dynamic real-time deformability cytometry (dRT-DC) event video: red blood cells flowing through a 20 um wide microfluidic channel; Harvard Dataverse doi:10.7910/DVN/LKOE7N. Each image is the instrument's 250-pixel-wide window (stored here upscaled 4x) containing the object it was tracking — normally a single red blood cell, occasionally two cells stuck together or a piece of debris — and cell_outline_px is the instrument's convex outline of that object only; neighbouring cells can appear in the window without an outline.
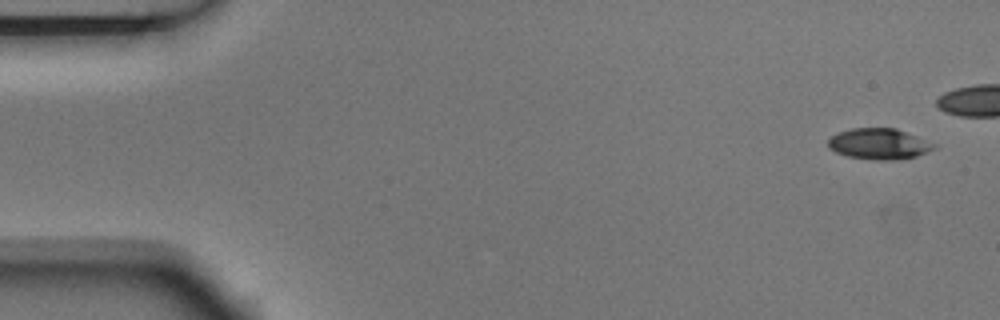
{"species": "Egyptian fruit bat (a non-hibernating species)", "species_latin": "Rousettus aegyptiacus", "temperature_condition": "room temperature", "stored_images_in_passage": 6, "camera_frame_rate_fps": 3000, "um_per_image_px": 0.085, "animal": {"sex": "male"}, "frame": {"image": 1, "passage_image": 1, "time_ms": 0.0, "image_size_px": [1000, 320], "cell_outline_px": [[936, 148], [916, 156], [888, 160], [876, 160], [848, 156], [836, 152], [828, 148], [828, 140], [836, 132], [852, 128], [896, 128], [936, 144]], "centroid_in_image_um": [74.68, 12.22], "position_along_channel_um": 10.3, "area_um2": 18.9}}
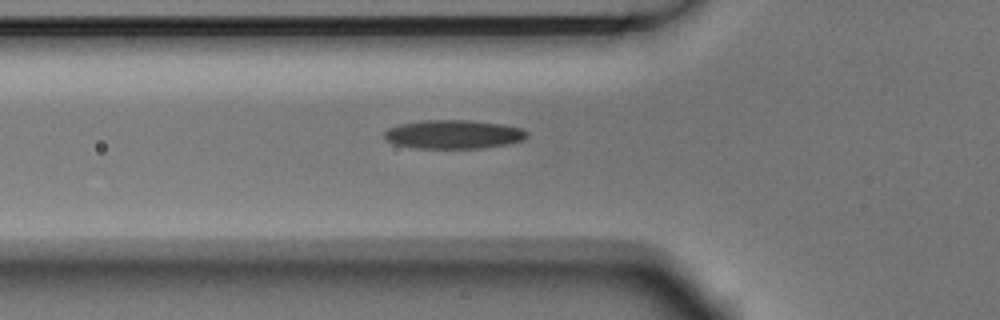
{"frame": {"image": 2, "passage_image": 6, "time_ms": 1.667, "image_size_px": [1000, 320], "cell_outline_px": [[528, 136], [524, 140], [508, 144], [480, 148], [412, 148], [396, 144], [384, 140], [384, 132], [388, 128], [396, 124], [420, 120], [468, 120], [500, 124], [520, 128], [528, 132]], "centroid_in_image_um": [38.5, 11.42], "position_along_channel_um": 87.3, "area_um2": 24.1}}